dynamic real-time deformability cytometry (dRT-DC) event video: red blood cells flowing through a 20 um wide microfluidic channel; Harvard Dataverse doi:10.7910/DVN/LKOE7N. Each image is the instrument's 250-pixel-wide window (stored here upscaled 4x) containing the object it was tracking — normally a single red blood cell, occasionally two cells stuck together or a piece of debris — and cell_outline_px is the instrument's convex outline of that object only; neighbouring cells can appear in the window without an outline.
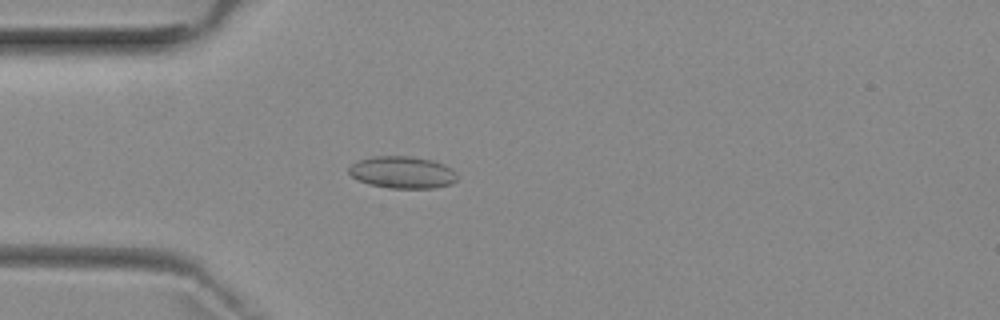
{"species": "common noctule bat (a hibernating species)", "species_latin": "Nyctalus noctula", "temperature_condition": "room temperature", "stored_images_in_passage": 3, "camera_frame_rate_fps": 3000, "um_per_image_px": 0.085, "animal": {"sex": "female", "body_mass_g": 29.2, "forearm_length_mm": 56.3}, "frame": {"image": 1, "passage_image": 3, "time_ms": 2.333, "image_size_px": [1000, 320], "cell_outline_px": [[456, 180], [452, 184], [432, 188], [388, 188], [368, 184], [352, 176], [348, 172], [348, 168], [356, 160], [372, 156], [408, 156], [432, 160], [444, 164], [452, 168], [456, 172]], "centroid_in_image_um": [34.19, 14.64], "position_along_channel_um": 50.8, "area_um2": 20.35}}